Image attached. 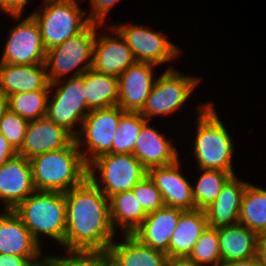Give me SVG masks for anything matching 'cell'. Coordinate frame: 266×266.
<instances>
[{
    "label": "cell",
    "mask_w": 266,
    "mask_h": 266,
    "mask_svg": "<svg viewBox=\"0 0 266 266\" xmlns=\"http://www.w3.org/2000/svg\"><path fill=\"white\" fill-rule=\"evenodd\" d=\"M239 224L258 235L266 233V190L248 183L244 189Z\"/></svg>",
    "instance_id": "28"
},
{
    "label": "cell",
    "mask_w": 266,
    "mask_h": 266,
    "mask_svg": "<svg viewBox=\"0 0 266 266\" xmlns=\"http://www.w3.org/2000/svg\"><path fill=\"white\" fill-rule=\"evenodd\" d=\"M219 266H263L257 256L244 260H234L220 263Z\"/></svg>",
    "instance_id": "41"
},
{
    "label": "cell",
    "mask_w": 266,
    "mask_h": 266,
    "mask_svg": "<svg viewBox=\"0 0 266 266\" xmlns=\"http://www.w3.org/2000/svg\"><path fill=\"white\" fill-rule=\"evenodd\" d=\"M83 82L86 104L91 110L117 106L118 77L90 68L83 73Z\"/></svg>",
    "instance_id": "27"
},
{
    "label": "cell",
    "mask_w": 266,
    "mask_h": 266,
    "mask_svg": "<svg viewBox=\"0 0 266 266\" xmlns=\"http://www.w3.org/2000/svg\"><path fill=\"white\" fill-rule=\"evenodd\" d=\"M184 210L164 206L148 213L143 223L133 232L140 242L153 249L169 250V241Z\"/></svg>",
    "instance_id": "20"
},
{
    "label": "cell",
    "mask_w": 266,
    "mask_h": 266,
    "mask_svg": "<svg viewBox=\"0 0 266 266\" xmlns=\"http://www.w3.org/2000/svg\"><path fill=\"white\" fill-rule=\"evenodd\" d=\"M29 0H0V11L9 14L24 13L25 6L28 5Z\"/></svg>",
    "instance_id": "38"
},
{
    "label": "cell",
    "mask_w": 266,
    "mask_h": 266,
    "mask_svg": "<svg viewBox=\"0 0 266 266\" xmlns=\"http://www.w3.org/2000/svg\"><path fill=\"white\" fill-rule=\"evenodd\" d=\"M75 137L47 117L29 121L26 135L17 155L28 160L42 153L69 146Z\"/></svg>",
    "instance_id": "15"
},
{
    "label": "cell",
    "mask_w": 266,
    "mask_h": 266,
    "mask_svg": "<svg viewBox=\"0 0 266 266\" xmlns=\"http://www.w3.org/2000/svg\"><path fill=\"white\" fill-rule=\"evenodd\" d=\"M256 256L263 266H266V233L258 236Z\"/></svg>",
    "instance_id": "40"
},
{
    "label": "cell",
    "mask_w": 266,
    "mask_h": 266,
    "mask_svg": "<svg viewBox=\"0 0 266 266\" xmlns=\"http://www.w3.org/2000/svg\"><path fill=\"white\" fill-rule=\"evenodd\" d=\"M132 192L147 214L165 206L162 194L148 174L134 186Z\"/></svg>",
    "instance_id": "35"
},
{
    "label": "cell",
    "mask_w": 266,
    "mask_h": 266,
    "mask_svg": "<svg viewBox=\"0 0 266 266\" xmlns=\"http://www.w3.org/2000/svg\"><path fill=\"white\" fill-rule=\"evenodd\" d=\"M9 96L0 91V119L10 109Z\"/></svg>",
    "instance_id": "42"
},
{
    "label": "cell",
    "mask_w": 266,
    "mask_h": 266,
    "mask_svg": "<svg viewBox=\"0 0 266 266\" xmlns=\"http://www.w3.org/2000/svg\"><path fill=\"white\" fill-rule=\"evenodd\" d=\"M121 237L122 242L115 239L107 249L112 266H167L165 252L143 244L132 234Z\"/></svg>",
    "instance_id": "22"
},
{
    "label": "cell",
    "mask_w": 266,
    "mask_h": 266,
    "mask_svg": "<svg viewBox=\"0 0 266 266\" xmlns=\"http://www.w3.org/2000/svg\"><path fill=\"white\" fill-rule=\"evenodd\" d=\"M63 257L54 254L45 257L44 266H112L107 251H64ZM68 256V257H67Z\"/></svg>",
    "instance_id": "33"
},
{
    "label": "cell",
    "mask_w": 266,
    "mask_h": 266,
    "mask_svg": "<svg viewBox=\"0 0 266 266\" xmlns=\"http://www.w3.org/2000/svg\"><path fill=\"white\" fill-rule=\"evenodd\" d=\"M79 5L78 0H43L39 10L30 13L39 24L46 51L80 33L91 23Z\"/></svg>",
    "instance_id": "5"
},
{
    "label": "cell",
    "mask_w": 266,
    "mask_h": 266,
    "mask_svg": "<svg viewBox=\"0 0 266 266\" xmlns=\"http://www.w3.org/2000/svg\"><path fill=\"white\" fill-rule=\"evenodd\" d=\"M92 7L87 17L91 23L103 25L106 22V16L110 9L119 0H89Z\"/></svg>",
    "instance_id": "36"
},
{
    "label": "cell",
    "mask_w": 266,
    "mask_h": 266,
    "mask_svg": "<svg viewBox=\"0 0 266 266\" xmlns=\"http://www.w3.org/2000/svg\"><path fill=\"white\" fill-rule=\"evenodd\" d=\"M146 121L139 131L134 146V156L149 170L153 167L167 166L179 160V152L174 141L150 126Z\"/></svg>",
    "instance_id": "18"
},
{
    "label": "cell",
    "mask_w": 266,
    "mask_h": 266,
    "mask_svg": "<svg viewBox=\"0 0 266 266\" xmlns=\"http://www.w3.org/2000/svg\"><path fill=\"white\" fill-rule=\"evenodd\" d=\"M96 23L46 52L47 77L50 83L82 75L92 68ZM83 64V65H82ZM67 75V76H66Z\"/></svg>",
    "instance_id": "6"
},
{
    "label": "cell",
    "mask_w": 266,
    "mask_h": 266,
    "mask_svg": "<svg viewBox=\"0 0 266 266\" xmlns=\"http://www.w3.org/2000/svg\"><path fill=\"white\" fill-rule=\"evenodd\" d=\"M96 25V38L93 49L92 69L97 72L119 77L129 66L137 61L131 48L121 34L110 25L111 32L115 34H100ZM98 32V33H97Z\"/></svg>",
    "instance_id": "13"
},
{
    "label": "cell",
    "mask_w": 266,
    "mask_h": 266,
    "mask_svg": "<svg viewBox=\"0 0 266 266\" xmlns=\"http://www.w3.org/2000/svg\"><path fill=\"white\" fill-rule=\"evenodd\" d=\"M201 171L202 173L197 180L196 186L192 185V195L195 209L204 210L215 201L225 183L235 173L222 170L199 169V173Z\"/></svg>",
    "instance_id": "29"
},
{
    "label": "cell",
    "mask_w": 266,
    "mask_h": 266,
    "mask_svg": "<svg viewBox=\"0 0 266 266\" xmlns=\"http://www.w3.org/2000/svg\"><path fill=\"white\" fill-rule=\"evenodd\" d=\"M17 155V151L8 140L0 133V168L11 158Z\"/></svg>",
    "instance_id": "39"
},
{
    "label": "cell",
    "mask_w": 266,
    "mask_h": 266,
    "mask_svg": "<svg viewBox=\"0 0 266 266\" xmlns=\"http://www.w3.org/2000/svg\"><path fill=\"white\" fill-rule=\"evenodd\" d=\"M53 88L9 96L10 110L28 121L46 117L48 97Z\"/></svg>",
    "instance_id": "30"
},
{
    "label": "cell",
    "mask_w": 266,
    "mask_h": 266,
    "mask_svg": "<svg viewBox=\"0 0 266 266\" xmlns=\"http://www.w3.org/2000/svg\"><path fill=\"white\" fill-rule=\"evenodd\" d=\"M180 166L178 160L167 166L153 167L148 170V175L162 194L166 207L193 210V184L182 174Z\"/></svg>",
    "instance_id": "17"
},
{
    "label": "cell",
    "mask_w": 266,
    "mask_h": 266,
    "mask_svg": "<svg viewBox=\"0 0 266 266\" xmlns=\"http://www.w3.org/2000/svg\"><path fill=\"white\" fill-rule=\"evenodd\" d=\"M124 113L117 105L92 109L84 118L75 142L87 165L101 155L112 153V142Z\"/></svg>",
    "instance_id": "9"
},
{
    "label": "cell",
    "mask_w": 266,
    "mask_h": 266,
    "mask_svg": "<svg viewBox=\"0 0 266 266\" xmlns=\"http://www.w3.org/2000/svg\"><path fill=\"white\" fill-rule=\"evenodd\" d=\"M13 211L40 246L43 235L64 248L67 212L63 192L35 190Z\"/></svg>",
    "instance_id": "4"
},
{
    "label": "cell",
    "mask_w": 266,
    "mask_h": 266,
    "mask_svg": "<svg viewBox=\"0 0 266 266\" xmlns=\"http://www.w3.org/2000/svg\"><path fill=\"white\" fill-rule=\"evenodd\" d=\"M35 190L27 158L16 155L0 168V202L4 209L13 210Z\"/></svg>",
    "instance_id": "16"
},
{
    "label": "cell",
    "mask_w": 266,
    "mask_h": 266,
    "mask_svg": "<svg viewBox=\"0 0 266 266\" xmlns=\"http://www.w3.org/2000/svg\"><path fill=\"white\" fill-rule=\"evenodd\" d=\"M207 226L204 210H184L169 241L168 258L186 259Z\"/></svg>",
    "instance_id": "24"
},
{
    "label": "cell",
    "mask_w": 266,
    "mask_h": 266,
    "mask_svg": "<svg viewBox=\"0 0 266 266\" xmlns=\"http://www.w3.org/2000/svg\"><path fill=\"white\" fill-rule=\"evenodd\" d=\"M221 263L256 256L258 234L242 224L218 227Z\"/></svg>",
    "instance_id": "25"
},
{
    "label": "cell",
    "mask_w": 266,
    "mask_h": 266,
    "mask_svg": "<svg viewBox=\"0 0 266 266\" xmlns=\"http://www.w3.org/2000/svg\"><path fill=\"white\" fill-rule=\"evenodd\" d=\"M108 200L110 218L116 232L118 225V228L120 226V230H123V234H133L148 215L132 190L116 193Z\"/></svg>",
    "instance_id": "26"
},
{
    "label": "cell",
    "mask_w": 266,
    "mask_h": 266,
    "mask_svg": "<svg viewBox=\"0 0 266 266\" xmlns=\"http://www.w3.org/2000/svg\"><path fill=\"white\" fill-rule=\"evenodd\" d=\"M43 257H21L9 254H0V266H44Z\"/></svg>",
    "instance_id": "37"
},
{
    "label": "cell",
    "mask_w": 266,
    "mask_h": 266,
    "mask_svg": "<svg viewBox=\"0 0 266 266\" xmlns=\"http://www.w3.org/2000/svg\"><path fill=\"white\" fill-rule=\"evenodd\" d=\"M248 183L236 175L225 183L215 201L204 209L208 226L218 228L239 223L242 195Z\"/></svg>",
    "instance_id": "23"
},
{
    "label": "cell",
    "mask_w": 266,
    "mask_h": 266,
    "mask_svg": "<svg viewBox=\"0 0 266 266\" xmlns=\"http://www.w3.org/2000/svg\"><path fill=\"white\" fill-rule=\"evenodd\" d=\"M10 16L19 23L9 28L0 63L18 65L45 63L47 51L42 43L38 22L31 14L25 18H20L22 14H9Z\"/></svg>",
    "instance_id": "11"
},
{
    "label": "cell",
    "mask_w": 266,
    "mask_h": 266,
    "mask_svg": "<svg viewBox=\"0 0 266 266\" xmlns=\"http://www.w3.org/2000/svg\"><path fill=\"white\" fill-rule=\"evenodd\" d=\"M53 87L56 90L55 94H49L46 117L75 137L78 133L76 124L81 127L84 118L91 111L86 104L83 74L50 83V88Z\"/></svg>",
    "instance_id": "10"
},
{
    "label": "cell",
    "mask_w": 266,
    "mask_h": 266,
    "mask_svg": "<svg viewBox=\"0 0 266 266\" xmlns=\"http://www.w3.org/2000/svg\"><path fill=\"white\" fill-rule=\"evenodd\" d=\"M36 190L66 193L88 178L86 164L75 140L67 147L29 160Z\"/></svg>",
    "instance_id": "2"
},
{
    "label": "cell",
    "mask_w": 266,
    "mask_h": 266,
    "mask_svg": "<svg viewBox=\"0 0 266 266\" xmlns=\"http://www.w3.org/2000/svg\"><path fill=\"white\" fill-rule=\"evenodd\" d=\"M175 69L168 67L157 77L146 105L140 112L147 121L155 116L172 115L188 101L202 80L197 76H185L183 72L181 74V71Z\"/></svg>",
    "instance_id": "8"
},
{
    "label": "cell",
    "mask_w": 266,
    "mask_h": 266,
    "mask_svg": "<svg viewBox=\"0 0 266 266\" xmlns=\"http://www.w3.org/2000/svg\"><path fill=\"white\" fill-rule=\"evenodd\" d=\"M113 28L125 39L137 62H148L159 66L171 62L180 55V48L168 40L162 31L156 32L137 23H117Z\"/></svg>",
    "instance_id": "12"
},
{
    "label": "cell",
    "mask_w": 266,
    "mask_h": 266,
    "mask_svg": "<svg viewBox=\"0 0 266 266\" xmlns=\"http://www.w3.org/2000/svg\"><path fill=\"white\" fill-rule=\"evenodd\" d=\"M186 260L197 266H219L221 251L218 228L207 226Z\"/></svg>",
    "instance_id": "32"
},
{
    "label": "cell",
    "mask_w": 266,
    "mask_h": 266,
    "mask_svg": "<svg viewBox=\"0 0 266 266\" xmlns=\"http://www.w3.org/2000/svg\"><path fill=\"white\" fill-rule=\"evenodd\" d=\"M148 62H136L118 77V103L125 112H141L152 90L156 77L154 67Z\"/></svg>",
    "instance_id": "14"
},
{
    "label": "cell",
    "mask_w": 266,
    "mask_h": 266,
    "mask_svg": "<svg viewBox=\"0 0 266 266\" xmlns=\"http://www.w3.org/2000/svg\"><path fill=\"white\" fill-rule=\"evenodd\" d=\"M4 211L0 214V254L45 258L42 246L35 241L19 216L13 210Z\"/></svg>",
    "instance_id": "19"
},
{
    "label": "cell",
    "mask_w": 266,
    "mask_h": 266,
    "mask_svg": "<svg viewBox=\"0 0 266 266\" xmlns=\"http://www.w3.org/2000/svg\"><path fill=\"white\" fill-rule=\"evenodd\" d=\"M197 132L193 147V155L198 162V169L222 170L234 173L232 156L235 153L234 140L215 106L211 102L198 105Z\"/></svg>",
    "instance_id": "3"
},
{
    "label": "cell",
    "mask_w": 266,
    "mask_h": 266,
    "mask_svg": "<svg viewBox=\"0 0 266 266\" xmlns=\"http://www.w3.org/2000/svg\"><path fill=\"white\" fill-rule=\"evenodd\" d=\"M167 266H197L195 263L189 262L186 259H169Z\"/></svg>",
    "instance_id": "43"
},
{
    "label": "cell",
    "mask_w": 266,
    "mask_h": 266,
    "mask_svg": "<svg viewBox=\"0 0 266 266\" xmlns=\"http://www.w3.org/2000/svg\"><path fill=\"white\" fill-rule=\"evenodd\" d=\"M64 196L67 212L64 249L107 251L117 235L110 218L108 198L89 178Z\"/></svg>",
    "instance_id": "1"
},
{
    "label": "cell",
    "mask_w": 266,
    "mask_h": 266,
    "mask_svg": "<svg viewBox=\"0 0 266 266\" xmlns=\"http://www.w3.org/2000/svg\"><path fill=\"white\" fill-rule=\"evenodd\" d=\"M147 120L140 112H125L121 118L112 142V153H134L139 131Z\"/></svg>",
    "instance_id": "31"
},
{
    "label": "cell",
    "mask_w": 266,
    "mask_h": 266,
    "mask_svg": "<svg viewBox=\"0 0 266 266\" xmlns=\"http://www.w3.org/2000/svg\"><path fill=\"white\" fill-rule=\"evenodd\" d=\"M97 170L100 178L96 176ZM147 174L148 170L133 153L104 154L88 165V178L107 198L132 190Z\"/></svg>",
    "instance_id": "7"
},
{
    "label": "cell",
    "mask_w": 266,
    "mask_h": 266,
    "mask_svg": "<svg viewBox=\"0 0 266 266\" xmlns=\"http://www.w3.org/2000/svg\"><path fill=\"white\" fill-rule=\"evenodd\" d=\"M50 89L46 64L0 63V91L8 96L15 93Z\"/></svg>",
    "instance_id": "21"
},
{
    "label": "cell",
    "mask_w": 266,
    "mask_h": 266,
    "mask_svg": "<svg viewBox=\"0 0 266 266\" xmlns=\"http://www.w3.org/2000/svg\"><path fill=\"white\" fill-rule=\"evenodd\" d=\"M29 121L10 109L0 119V133L18 151L24 141Z\"/></svg>",
    "instance_id": "34"
}]
</instances>
